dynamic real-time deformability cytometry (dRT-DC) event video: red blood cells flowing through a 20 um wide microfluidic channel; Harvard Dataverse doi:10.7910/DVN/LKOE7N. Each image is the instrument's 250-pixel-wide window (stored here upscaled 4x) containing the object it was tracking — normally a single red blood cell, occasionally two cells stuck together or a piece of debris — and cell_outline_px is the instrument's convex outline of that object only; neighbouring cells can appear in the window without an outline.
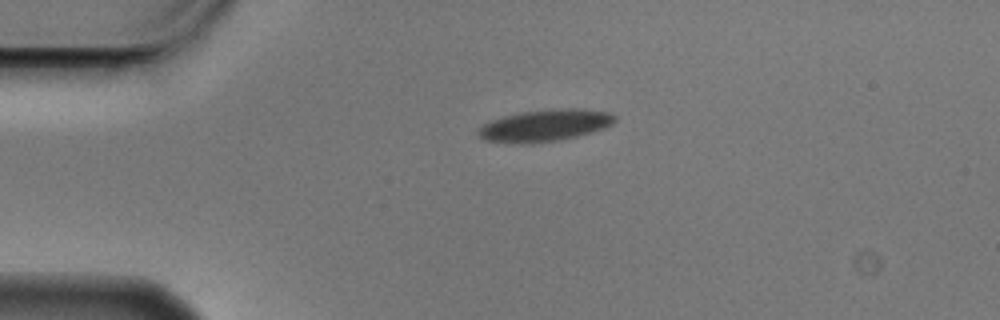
{"species": "Egyptian fruit bat (a non-hibernating species)", "species_latin": "Rousettus aegyptiacus", "temperature_condition": "cold", "stored_images_in_passage": 2, "camera_frame_rate_fps": 3000, "um_per_image_px": 0.085, "animal": {"sex": "male"}, "frame": {"image": 1, "passage_image": 1, "time_ms": 0.0, "image_size_px": [1000, 320], "cell_outline_px": [[616, 120], [612, 124], [604, 128], [592, 132], [560, 140], [528, 144], [520, 144], [484, 140], [476, 132], [484, 124], [492, 120], [504, 116], [520, 112], [568, 108], [576, 108], [608, 112], [616, 116]], "centroid_in_image_um": [46.32, 10.67], "position_along_channel_um": 38.7, "area_um2": 25.2}}